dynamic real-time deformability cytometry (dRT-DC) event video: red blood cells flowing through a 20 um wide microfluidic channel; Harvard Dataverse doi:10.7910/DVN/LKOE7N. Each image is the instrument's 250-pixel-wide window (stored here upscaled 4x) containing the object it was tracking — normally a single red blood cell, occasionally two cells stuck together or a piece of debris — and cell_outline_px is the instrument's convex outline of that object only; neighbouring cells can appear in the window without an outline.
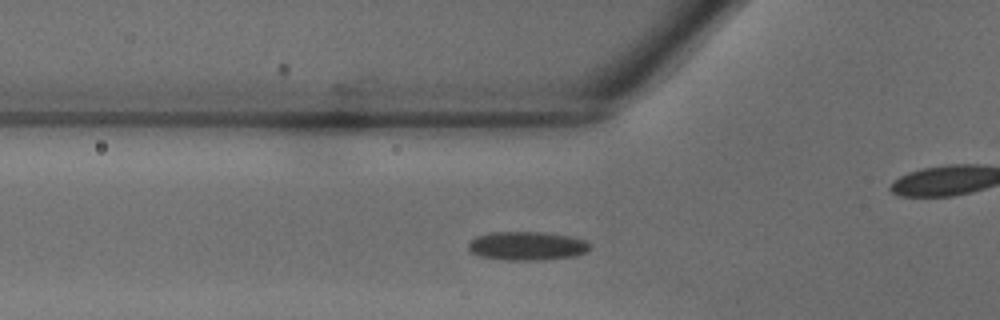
{"species": "common noctule bat (a hibernating species)", "species_latin": "Nyctalus noctula", "temperature_condition": "warm", "stored_images_in_passage": 35, "camera_frame_rate_fps": 3000, "um_per_image_px": 0.085, "animal": {"sex": "male", "body_mass_g": 18.8}, "frame": {"image": 1, "passage_image": 8, "time_ms": 2.333, "image_size_px": [1000, 320], "cell_outline_px": [[592, 248], [588, 252], [576, 256], [544, 260], [504, 260], [480, 256], [468, 252], [468, 240], [476, 236], [492, 232], [544, 232], [568, 236], [584, 240], [592, 244]], "centroid_in_image_um": [44.8, 20.91], "position_along_channel_um": 81.0, "area_um2": 20.75}}
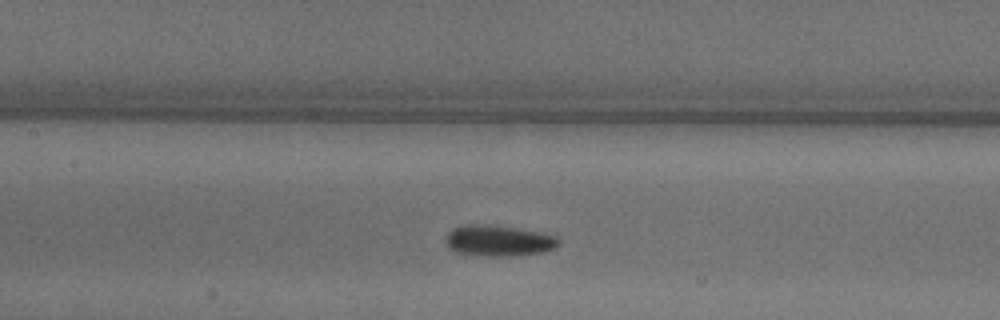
{"frame": {"image": 2, "passage_image": 13, "time_ms": 4.0, "image_size_px": [1000, 320], "cell_outline_px": [[560, 244], [556, 248], [540, 252], [508, 256], [484, 256], [452, 252], [448, 248], [444, 240], [448, 232], [452, 228], [464, 224], [492, 224], [516, 228], [556, 236], [560, 240]], "centroid_in_image_um": [42.3, 20.45], "position_along_channel_um": 165.1, "area_um2": 20.63}}
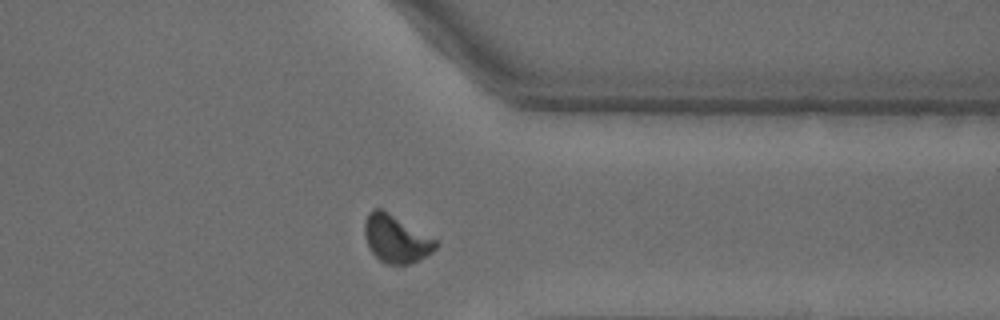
{"frame": {"image": 3, "passage_image": 26, "time_ms": 8.333, "image_size_px": [1000, 320], "cell_outline_px": [[440, 244], [432, 252], [420, 260], [408, 264], [384, 264], [372, 252], [364, 236], [364, 224], [368, 212], [372, 208], [380, 208], [388, 212], [436, 240]], "centroid_in_image_um": [33.65, 20.31], "position_along_channel_um": 377.8, "area_um2": 19.59}}